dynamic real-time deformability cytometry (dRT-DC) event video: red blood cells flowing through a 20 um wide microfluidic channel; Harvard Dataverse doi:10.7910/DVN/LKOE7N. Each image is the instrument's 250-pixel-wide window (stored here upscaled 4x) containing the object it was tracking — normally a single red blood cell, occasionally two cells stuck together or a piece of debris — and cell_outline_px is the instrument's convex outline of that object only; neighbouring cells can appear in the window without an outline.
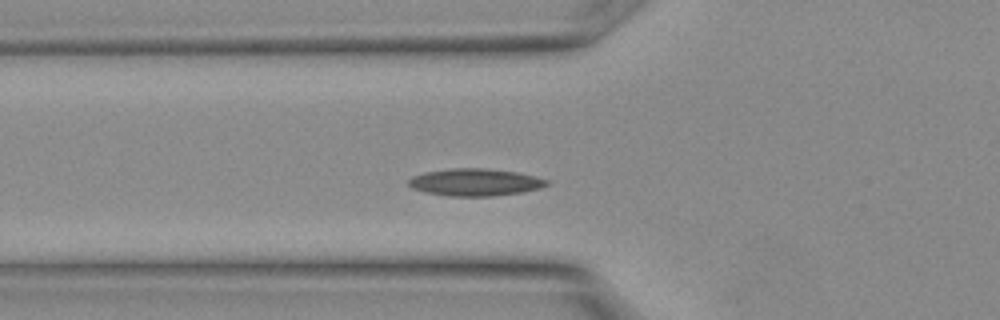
{"species": "Egyptian fruit bat (a non-hibernating species)", "species_latin": "Rousettus aegyptiacus", "temperature_condition": "warm", "stored_images_in_passage": 25, "camera_frame_rate_fps": 3000, "um_per_image_px": 0.085, "animal": {"sex": "female"}, "frame": {"image": 1, "passage_image": 8, "time_ms": 2.333, "image_size_px": [1000, 320], "cell_outline_px": [[548, 184], [536, 188], [520, 192], [492, 196], [452, 196], [428, 192], [412, 188], [408, 184], [408, 180], [412, 176], [424, 172], [452, 168], [484, 168], [516, 172], [536, 176], [548, 180]], "centroid_in_image_um": [40.35, 15.48], "position_along_channel_um": 85.4, "area_um2": 21.62}}
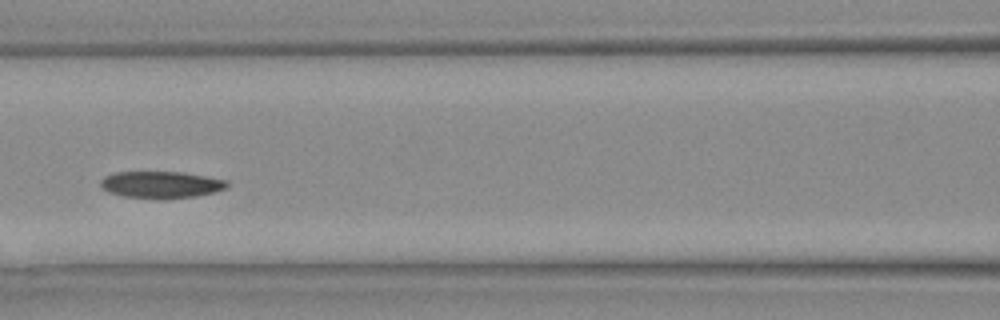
{"frame": {"image": 2, "passage_image": 11, "time_ms": 3.333, "image_size_px": [1000, 320], "cell_outline_px": [[228, 184], [224, 188], [212, 192], [196, 196], [164, 200], [160, 200], [124, 196], [108, 192], [100, 184], [100, 180], [104, 176], [116, 172], [184, 172], [224, 180]], "centroid_in_image_um": [13.63, 15.71], "position_along_channel_um": 153.0, "area_um2": 19.77}}